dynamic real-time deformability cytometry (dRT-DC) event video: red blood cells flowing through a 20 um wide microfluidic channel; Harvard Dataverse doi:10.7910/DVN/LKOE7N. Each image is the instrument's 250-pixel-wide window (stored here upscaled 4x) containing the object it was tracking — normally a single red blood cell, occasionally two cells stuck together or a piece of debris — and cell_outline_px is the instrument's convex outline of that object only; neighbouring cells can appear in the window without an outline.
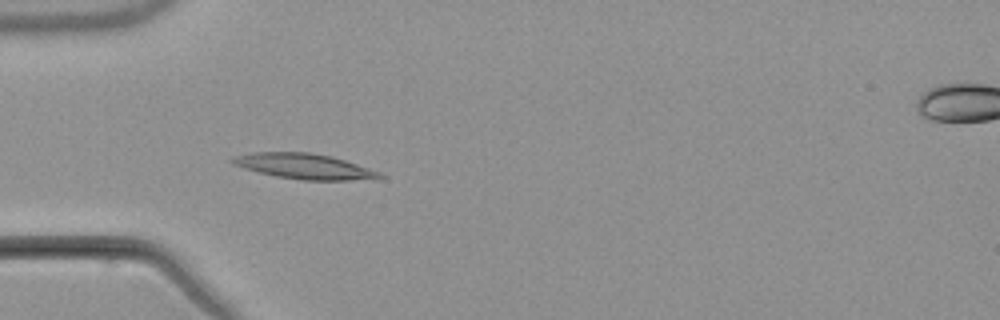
{"species": "common noctule bat (a hibernating species)", "species_latin": "Nyctalus noctula", "temperature_condition": "warm", "stored_images_in_passage": 5, "segment_of_instrument_passage": [1, 2], "camera_frame_rate_fps": 3000, "um_per_image_px": 0.085, "animal": {"sex": "male", "body_mass_g": 21.5, "forearm_length_mm": 52.0}, "frame": {"image": 1, "passage_image": 4, "time_ms": 4.667, "image_size_px": [1000, 320], "cell_outline_px": [[384, 176], [352, 180], [300, 180], [276, 176], [244, 168], [228, 160], [232, 156], [252, 152], [308, 152], [332, 156], [380, 172]], "centroid_in_image_um": [25.79, 14.12], "position_along_channel_um": 59.2, "area_um2": 21.44}}